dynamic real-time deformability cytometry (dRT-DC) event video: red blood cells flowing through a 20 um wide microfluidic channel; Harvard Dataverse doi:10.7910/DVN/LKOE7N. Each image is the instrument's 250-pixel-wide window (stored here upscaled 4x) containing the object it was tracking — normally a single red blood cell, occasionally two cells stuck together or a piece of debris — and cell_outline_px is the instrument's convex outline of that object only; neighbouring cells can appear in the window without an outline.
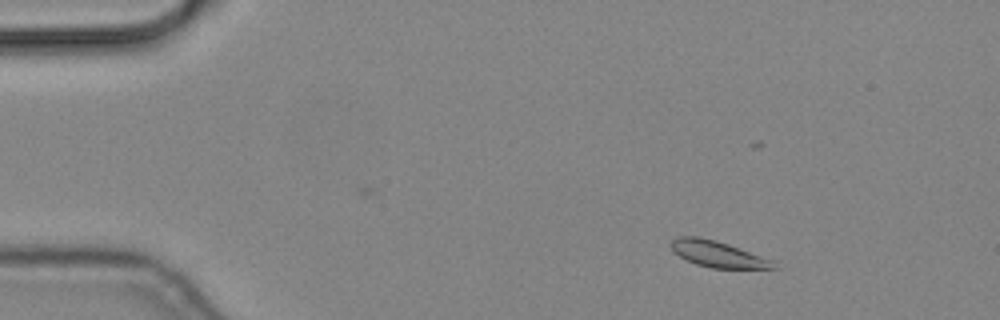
{"species": "common noctule bat (a hibernating species)", "species_latin": "Nyctalus noctula", "temperature_condition": "cold", "stored_images_in_passage": 45, "camera_frame_rate_fps": 3000, "um_per_image_px": 0.085, "animal": {"sex": "male", "body_mass_g": 19.2, "forearm_length_mm": 51.8}, "frame": {"image": 1, "passage_image": 8, "time_ms": 2.333, "image_size_px": [1000, 320], "cell_outline_px": [[780, 268], [712, 268], [696, 264], [680, 256], [668, 244], [672, 240], [680, 236], [696, 236], [716, 240], [728, 244], [772, 260]], "centroid_in_image_um": [61.01, 21.59], "position_along_channel_um": 24.0, "area_um2": 15.37}}
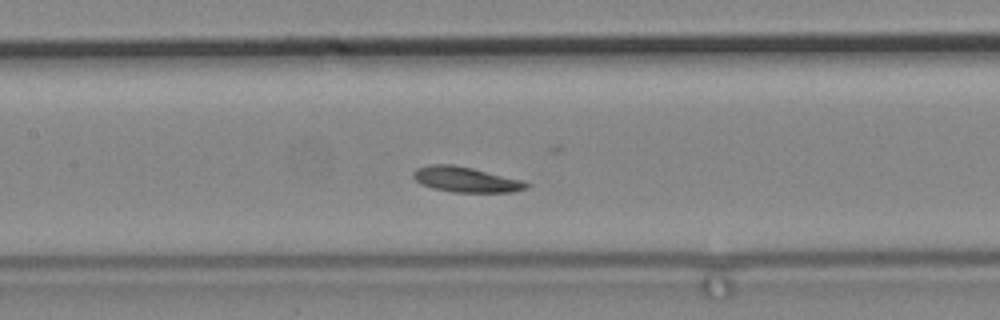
{"frame": {"image": 2, "passage_image": 27, "time_ms": 8.667, "image_size_px": [1000, 320], "cell_outline_px": [[532, 184], [528, 188], [512, 192], [452, 192], [432, 188], [420, 184], [412, 176], [412, 172], [416, 168], [432, 164], [452, 164], [472, 168], [524, 180]], "centroid_in_image_um": [39.61, 15.26], "position_along_channel_um": 167.8, "area_um2": 16.88}}
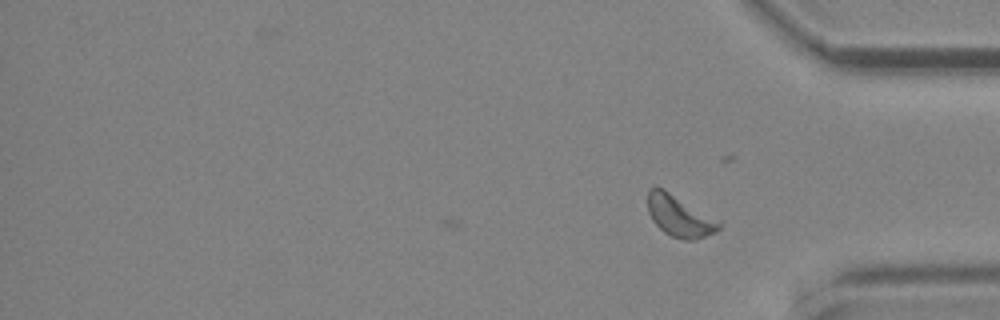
{"frame": {"image": 3, "passage_image": 45, "time_ms": 14.667, "image_size_px": [1000, 320], "cell_outline_px": [[724, 224], [716, 232], [692, 240], [684, 240], [672, 236], [664, 232], [652, 220], [648, 212], [648, 188], [656, 184], [664, 188], [720, 220]], "centroid_in_image_um": [57.76, 18.32], "position_along_channel_um": 377.4, "area_um2": 17.51}}